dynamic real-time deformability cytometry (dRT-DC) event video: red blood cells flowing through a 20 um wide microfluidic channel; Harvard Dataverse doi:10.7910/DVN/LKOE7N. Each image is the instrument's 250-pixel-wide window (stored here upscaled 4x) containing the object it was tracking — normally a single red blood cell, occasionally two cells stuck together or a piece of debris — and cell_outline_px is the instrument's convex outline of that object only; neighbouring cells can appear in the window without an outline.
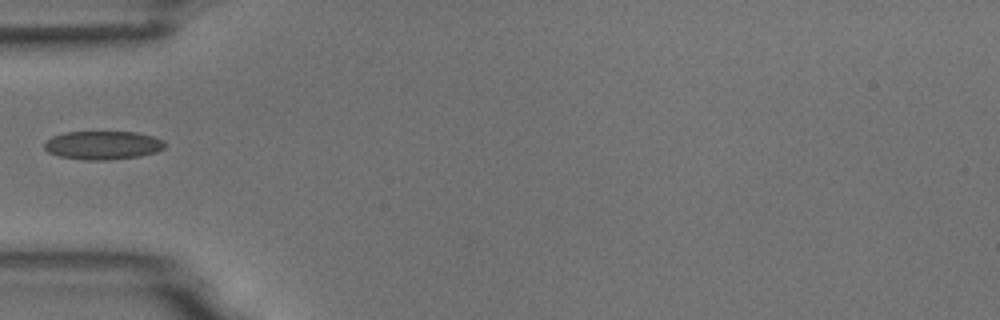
{"species": "common noctule bat (a hibernating species)", "species_latin": "Nyctalus noctula", "temperature_condition": "room temperature", "stored_images_in_passage": 23, "camera_frame_rate_fps": 3000, "um_per_image_px": 0.085, "animal": {"sex": "male", "body_mass_g": 18.8}, "frame": {"image": 1, "passage_image": 1, "time_ms": 0.0, "image_size_px": [1000, 320], "cell_outline_px": [[164, 148], [156, 152], [140, 156], [112, 160], [84, 160], [60, 156], [48, 152], [44, 148], [44, 140], [52, 136], [64, 132], [136, 132], [152, 136], [164, 140]], "centroid_in_image_um": [8.72, 12.34], "position_along_channel_um": 76.3, "area_um2": 20.17}}
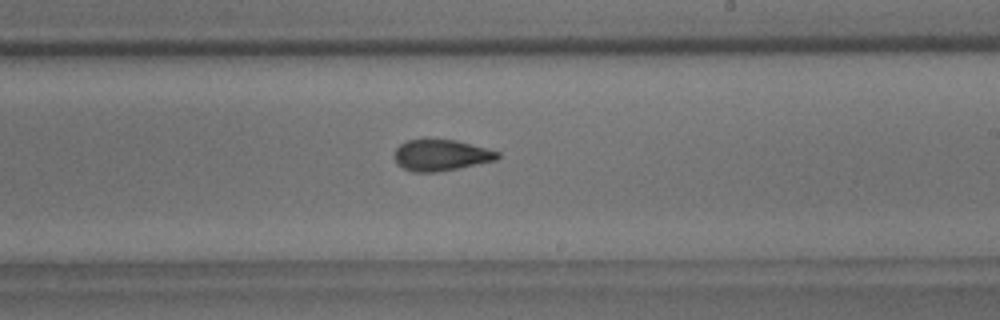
{"frame": {"image": 2, "passage_image": 15, "time_ms": 4.667, "image_size_px": [1000, 320], "cell_outline_px": [[500, 156], [496, 160], [460, 168], [436, 172], [412, 172], [396, 164], [392, 156], [396, 148], [400, 144], [408, 140], [456, 140], [500, 152]], "centroid_in_image_um": [37.45, 13.2], "position_along_channel_um": 251.5, "area_um2": 18.79}}
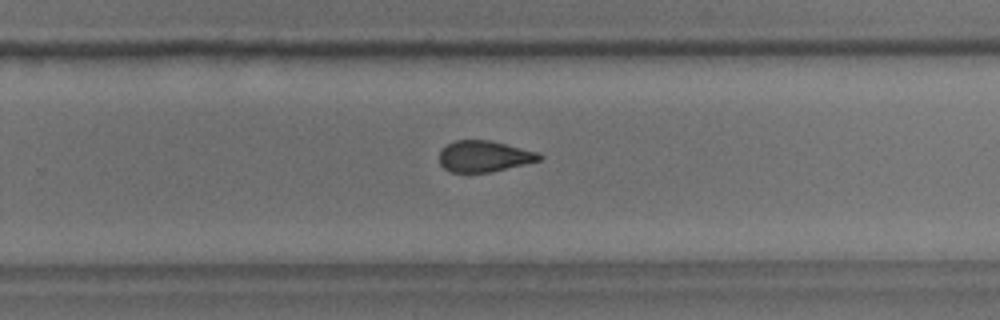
{"frame": {"image": 3, "passage_image": 18, "time_ms": 5.667, "image_size_px": [1000, 320], "cell_outline_px": [[544, 156], [540, 160], [524, 164], [488, 172], [452, 172], [444, 168], [440, 164], [440, 148], [456, 140], [492, 140], [540, 152]], "centroid_in_image_um": [41.17, 13.26], "position_along_channel_um": 288.6, "area_um2": 18.21}}